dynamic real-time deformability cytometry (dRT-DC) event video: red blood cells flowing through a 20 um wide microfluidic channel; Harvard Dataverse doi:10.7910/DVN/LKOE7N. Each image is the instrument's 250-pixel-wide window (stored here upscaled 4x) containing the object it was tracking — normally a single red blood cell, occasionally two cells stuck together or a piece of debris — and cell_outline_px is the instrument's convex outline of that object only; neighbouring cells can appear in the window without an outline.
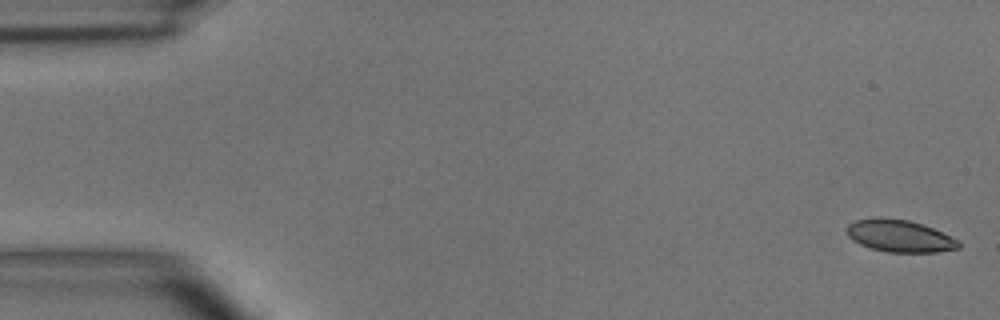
{"species": "common noctule bat (a hibernating species)", "species_latin": "Nyctalus noctula", "temperature_condition": "room temperature", "stored_images_in_passage": 5, "camera_frame_rate_fps": 3000, "um_per_image_px": 0.085, "animal": {"sex": "male", "body_mass_g": 15.6}, "frame": {"image": 1, "passage_image": 1, "time_ms": 0.0, "image_size_px": [1000, 320], "cell_outline_px": [[960, 248], [936, 252], [888, 252], [872, 248], [860, 244], [852, 240], [848, 236], [844, 228], [848, 224], [856, 220], [876, 216], [880, 216], [908, 220], [932, 228], [960, 240]], "centroid_in_image_um": [76.43, 20.04], "position_along_channel_um": 8.6, "area_um2": 21.15}}
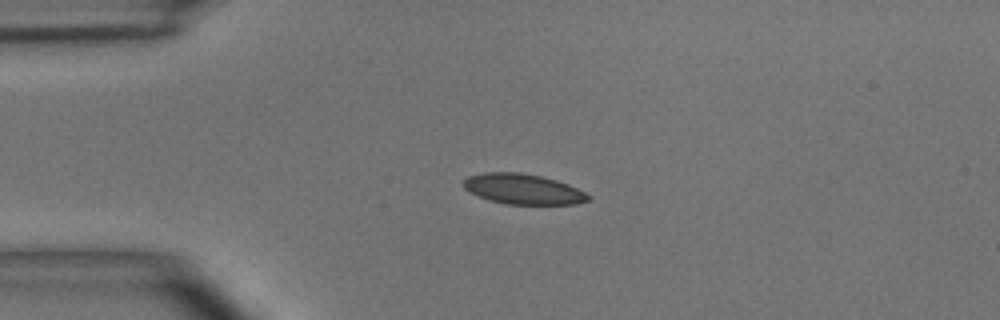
{"frame": {"image": 2, "passage_image": 4, "time_ms": 3.667, "image_size_px": [1000, 320], "cell_outline_px": [[592, 196], [588, 200], [576, 204], [504, 204], [480, 196], [464, 188], [464, 180], [468, 176], [484, 172], [520, 172], [540, 176], [556, 180], [568, 184]], "centroid_in_image_um": [44.48, 16.06], "position_along_channel_um": 40.5, "area_um2": 21.79}}